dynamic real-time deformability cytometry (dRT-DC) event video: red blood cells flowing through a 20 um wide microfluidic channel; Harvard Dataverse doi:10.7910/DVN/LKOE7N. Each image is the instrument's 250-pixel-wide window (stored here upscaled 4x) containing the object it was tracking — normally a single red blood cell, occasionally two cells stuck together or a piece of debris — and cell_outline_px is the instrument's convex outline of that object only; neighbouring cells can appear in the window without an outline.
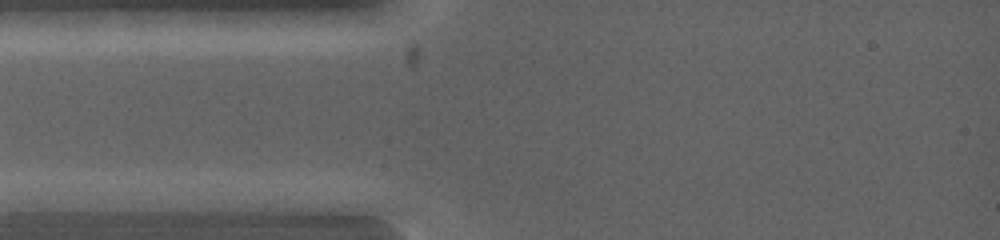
{"species": "common noctule bat (a hibernating species)", "species_latin": "Nyctalus noctula", "temperature_condition": "warm", "stored_images_in_passage": 3, "camera_frame_rate_fps": 5000, "um_per_image_px": 0.085, "animal": {"sex": "female", "body_mass_g": 19.0, "forearm_length_mm": 53.3}, "frame": {"image": 1, "passage_image": 1, "time_ms": 0.0, "image_size_px": [1000, 240], "cell_outline_px": [[124, 200], [96, 212], [16, 212], [16, 200], [64, 192], [100, 192]], "centroid_in_image_um": [5.72, 17.23], "position_along_channel_um": 79.3, "area_um2": 12.31}}